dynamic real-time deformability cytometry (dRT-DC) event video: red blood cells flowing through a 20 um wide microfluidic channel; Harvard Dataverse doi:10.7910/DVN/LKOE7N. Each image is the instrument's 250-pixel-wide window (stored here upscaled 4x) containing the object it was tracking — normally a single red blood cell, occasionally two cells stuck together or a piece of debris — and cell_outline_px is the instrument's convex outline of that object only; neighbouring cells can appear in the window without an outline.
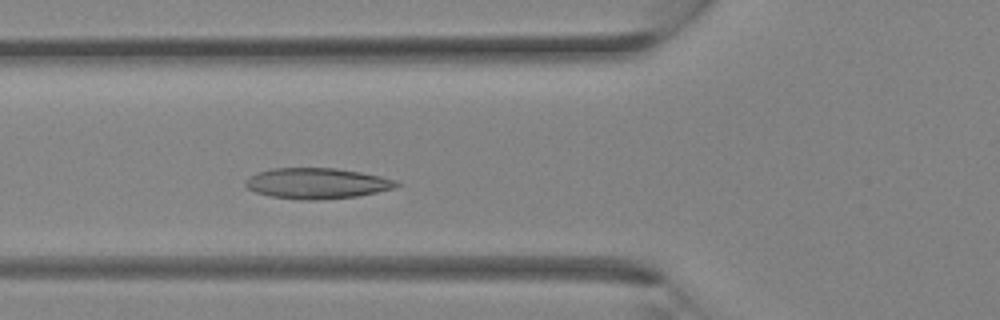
{"species": "Egyptian fruit bat (a non-hibernating species)", "species_latin": "Rousettus aegyptiacus", "temperature_condition": "room temperature", "stored_images_in_passage": 30, "camera_frame_rate_fps": 3000, "um_per_image_px": 0.085, "animal": {"sex": "female"}, "frame": {"image": 1, "passage_image": 8, "time_ms": 2.333, "image_size_px": [1000, 320], "cell_outline_px": [[404, 184], [396, 188], [356, 196], [312, 200], [300, 200], [272, 196], [256, 192], [248, 188], [244, 184], [244, 180], [248, 176], [256, 172], [272, 168], [336, 168], [360, 172], [380, 176], [396, 180]], "centroid_in_image_um": [26.94, 15.57], "position_along_channel_um": 98.9, "area_um2": 27.11}}
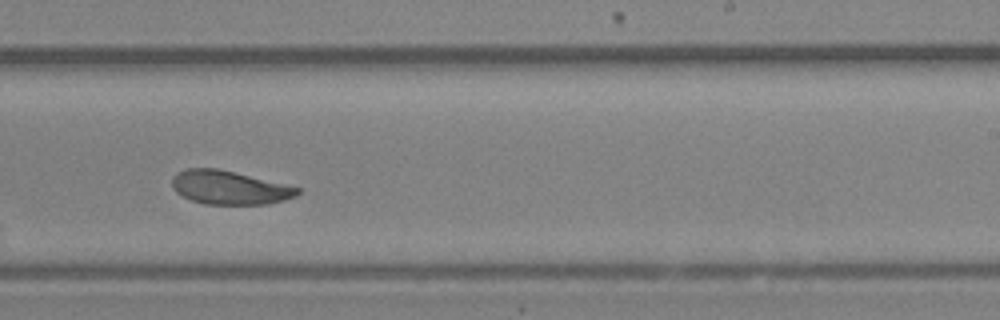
{"frame": {"image": 2, "passage_image": 17, "time_ms": 5.333, "image_size_px": [1000, 320], "cell_outline_px": [[300, 192], [296, 196], [284, 200], [268, 204], [204, 204], [192, 200], [176, 192], [172, 188], [172, 176], [176, 172], [184, 168], [216, 168], [300, 188]], "centroid_in_image_um": [19.45, 15.94], "position_along_channel_um": 269.6, "area_um2": 24.39}}
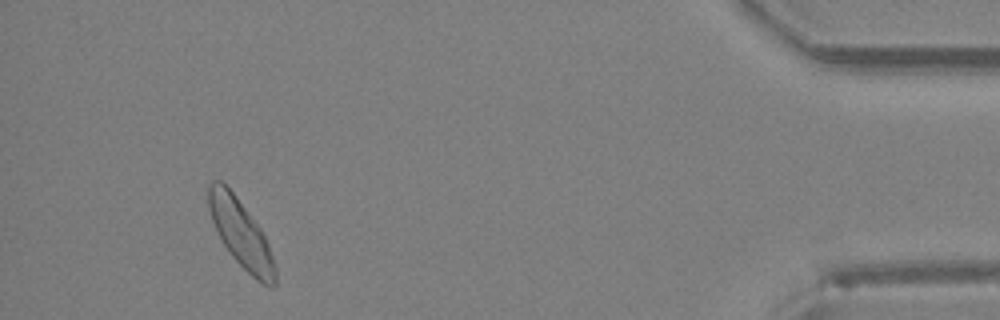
{"frame": {"image": 3, "passage_image": 28, "time_ms": 9.0, "image_size_px": [1000, 320], "cell_outline_px": [[276, 284], [272, 288], [256, 280], [232, 256], [220, 240], [212, 220], [208, 208], [208, 184], [212, 180], [220, 180], [232, 192], [260, 228], [268, 244], [276, 268]], "centroid_in_image_um": [20.46, 19.88], "position_along_channel_um": 414.7, "area_um2": 25.84}}